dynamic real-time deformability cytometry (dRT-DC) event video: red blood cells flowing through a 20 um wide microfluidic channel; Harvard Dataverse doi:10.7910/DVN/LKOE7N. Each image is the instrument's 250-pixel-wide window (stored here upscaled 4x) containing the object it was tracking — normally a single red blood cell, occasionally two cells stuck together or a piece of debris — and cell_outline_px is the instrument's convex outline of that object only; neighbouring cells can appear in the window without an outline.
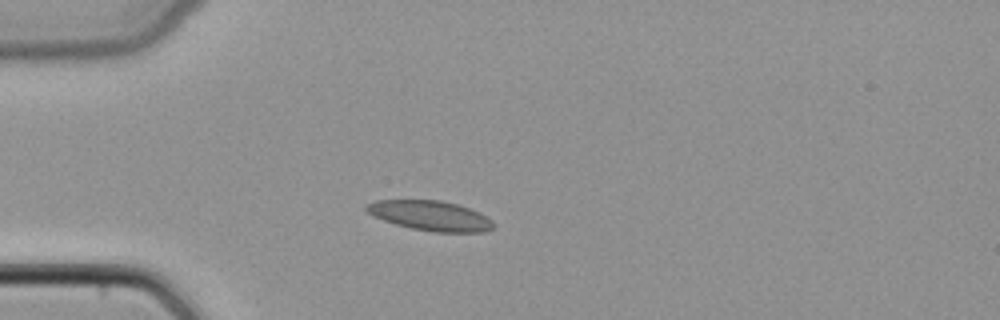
{"species": "common noctule bat (a hibernating species)", "species_latin": "Nyctalus noctula", "temperature_condition": "cold", "stored_images_in_passage": 34, "camera_frame_rate_fps": 3000, "um_per_image_px": 0.085, "animal": {"sex": "female", "body_mass_g": 22.7, "forearm_length_mm": 54.2}, "frame": {"image": 1, "passage_image": 1, "time_ms": 0.0, "image_size_px": [1000, 320], "cell_outline_px": [[496, 224], [492, 228], [484, 232], [436, 232], [412, 228], [396, 224], [372, 216], [364, 208], [364, 204], [376, 200], [440, 200], [456, 204], [468, 208], [492, 220]], "centroid_in_image_um": [36.54, 18.33], "position_along_channel_um": 48.5, "area_um2": 21.96}}
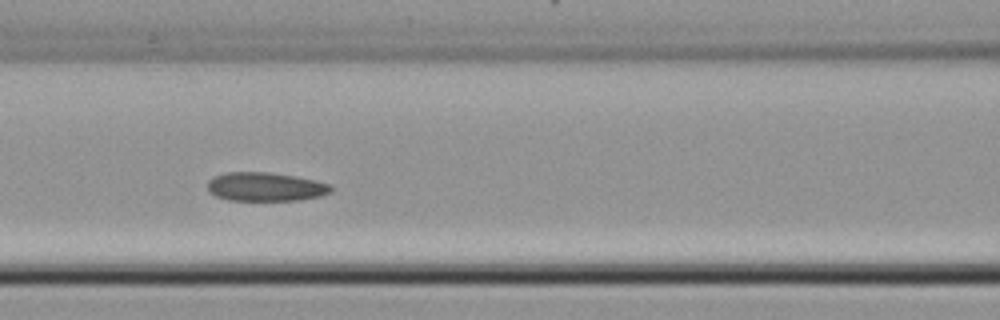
{"frame": {"image": 2, "passage_image": 9, "time_ms": 2.667, "image_size_px": [1000, 320], "cell_outline_px": [[332, 192], [320, 196], [300, 200], [228, 200], [216, 196], [208, 188], [208, 180], [212, 176], [224, 172], [272, 172], [296, 176], [316, 180], [328, 184], [332, 188]], "centroid_in_image_um": [22.56, 15.86], "position_along_channel_um": 144.0, "area_um2": 20.81}}
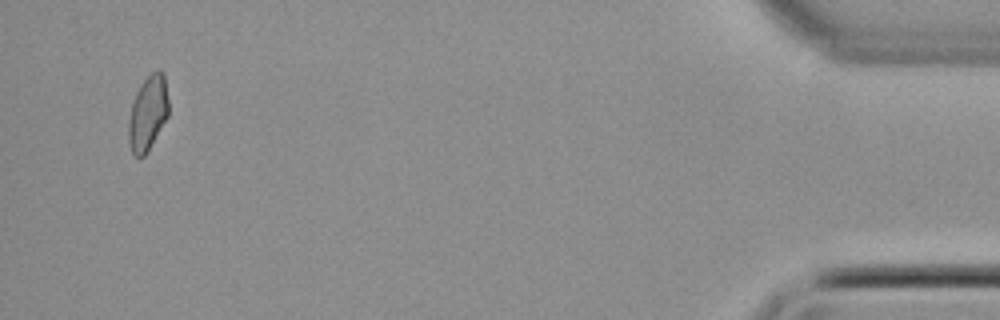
{"frame": {"image": 3, "passage_image": 32, "time_ms": 10.333, "image_size_px": [1000, 320], "cell_outline_px": [[168, 116], [144, 156], [136, 156], [132, 152], [128, 140], [128, 120], [132, 100], [140, 84], [156, 68], [160, 68], [164, 72], [168, 100]], "centroid_in_image_um": [12.56, 9.55], "position_along_channel_um": 422.6, "area_um2": 17.51}}